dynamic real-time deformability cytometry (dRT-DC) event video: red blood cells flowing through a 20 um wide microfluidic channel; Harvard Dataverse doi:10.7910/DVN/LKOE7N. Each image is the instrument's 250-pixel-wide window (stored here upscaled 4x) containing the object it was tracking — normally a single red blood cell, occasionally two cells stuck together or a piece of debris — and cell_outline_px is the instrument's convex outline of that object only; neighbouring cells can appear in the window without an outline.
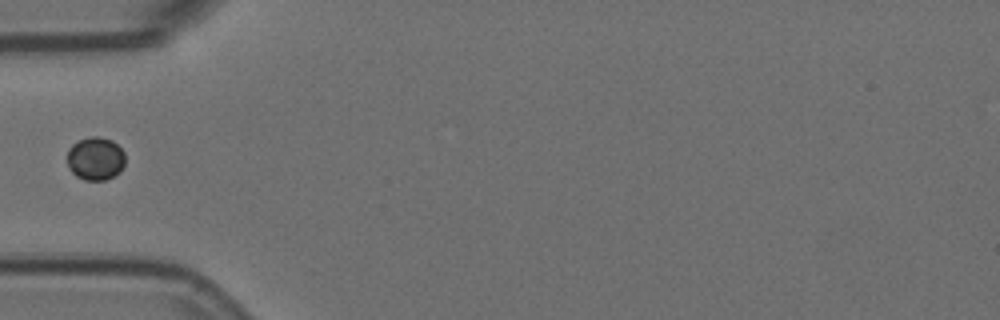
{"species": "Egyptian fruit bat (a non-hibernating species)", "species_latin": "Rousettus aegyptiacus", "temperature_condition": "room temperature", "stored_images_in_passage": 6, "segment_of_instrument_passage": [2, 2], "camera_frame_rate_fps": 3000, "um_per_image_px": 0.085, "animal": {"sex": "female"}, "frame": {"image": 1, "passage_image": 6, "time_ms": 1.667, "image_size_px": [1000, 320], "cell_outline_px": [[124, 164], [120, 172], [104, 180], [84, 180], [76, 176], [68, 168], [68, 148], [72, 144], [80, 140], [92, 136], [96, 136], [112, 140], [124, 152]], "centroid_in_image_um": [8.1, 13.48], "position_along_channel_um": 76.9, "area_um2": 14.51}}